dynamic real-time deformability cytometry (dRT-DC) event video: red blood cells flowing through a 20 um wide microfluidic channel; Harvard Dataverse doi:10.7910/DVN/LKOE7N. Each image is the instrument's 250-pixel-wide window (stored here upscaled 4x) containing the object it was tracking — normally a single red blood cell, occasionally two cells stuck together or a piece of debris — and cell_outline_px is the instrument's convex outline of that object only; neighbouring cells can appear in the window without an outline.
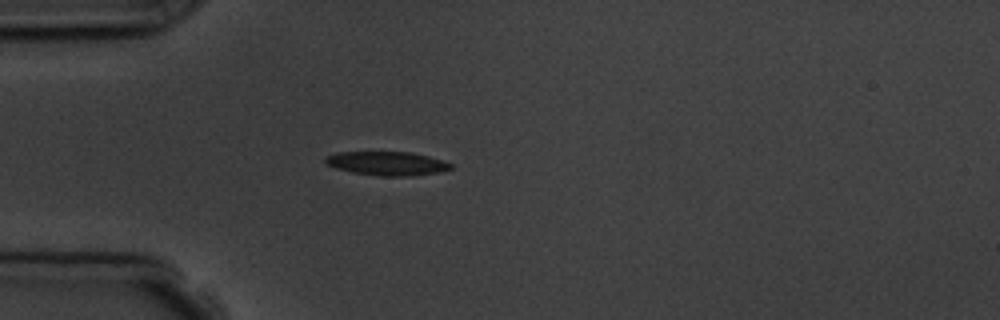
{"species": "common noctule bat (a hibernating species)", "species_latin": "Nyctalus noctula", "temperature_condition": "room temperature", "stored_images_in_passage": 4, "camera_frame_rate_fps": 3000, "um_per_image_px": 0.085, "animal": {"sex": "male", "body_mass_g": 19.5, "forearm_length_mm": 54.6}, "frame": {"image": 1, "passage_image": 3, "time_ms": 3.333, "image_size_px": [1000, 320], "cell_outline_px": [[452, 168], [440, 172], [412, 176], [384, 176], [352, 172], [336, 168], [328, 164], [324, 160], [324, 156], [336, 152], [412, 152], [444, 160], [452, 164]], "centroid_in_image_um": [32.91, 13.88], "position_along_channel_um": 52.1, "area_um2": 17.46}}